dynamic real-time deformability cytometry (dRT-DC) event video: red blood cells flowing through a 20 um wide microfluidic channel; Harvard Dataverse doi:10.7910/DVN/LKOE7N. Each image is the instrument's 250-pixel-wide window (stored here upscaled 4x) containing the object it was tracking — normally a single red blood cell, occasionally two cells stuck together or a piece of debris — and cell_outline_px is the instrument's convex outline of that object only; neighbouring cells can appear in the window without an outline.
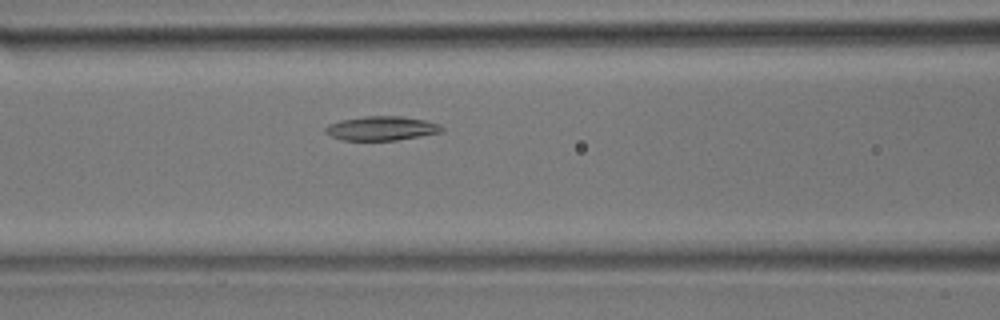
{"species": "common noctule bat (a hibernating species)", "species_latin": "Nyctalus noctula", "temperature_condition": "room temperature", "stored_images_in_passage": 27, "camera_frame_rate_fps": 3000, "um_per_image_px": 0.085, "animal": {"sex": "male", "body_mass_g": 17.9}, "frame": {"image": 1, "passage_image": 5, "time_ms": 1.333, "image_size_px": [1000, 320], "cell_outline_px": [[444, 128], [440, 132], [420, 136], [396, 140], [340, 140], [324, 132], [324, 128], [328, 124], [340, 120], [364, 116], [404, 116], [424, 120], [440, 124]], "centroid_in_image_um": [32.4, 10.9], "position_along_channel_um": 134.2, "area_um2": 16.42}}
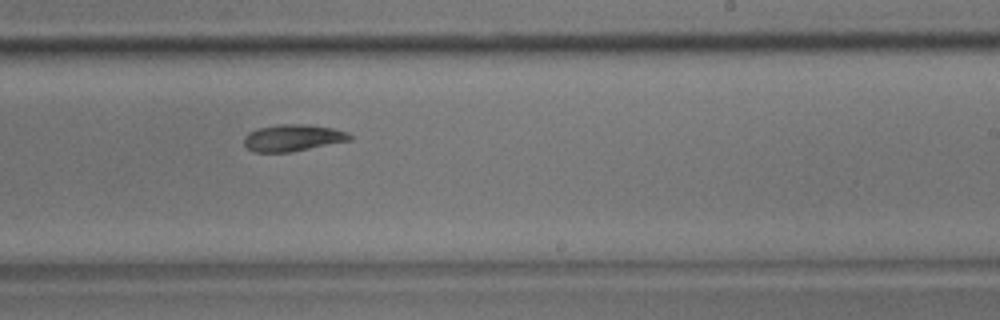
{"frame": {"image": 2, "passage_image": 13, "time_ms": 4.0, "image_size_px": [1000, 320], "cell_outline_px": [[352, 140], [292, 152], [252, 152], [244, 144], [244, 136], [248, 132], [260, 128], [284, 124], [304, 124], [332, 128], [348, 132], [352, 136]], "centroid_in_image_um": [24.9, 11.73], "position_along_channel_um": 264.1, "area_um2": 16.47}}
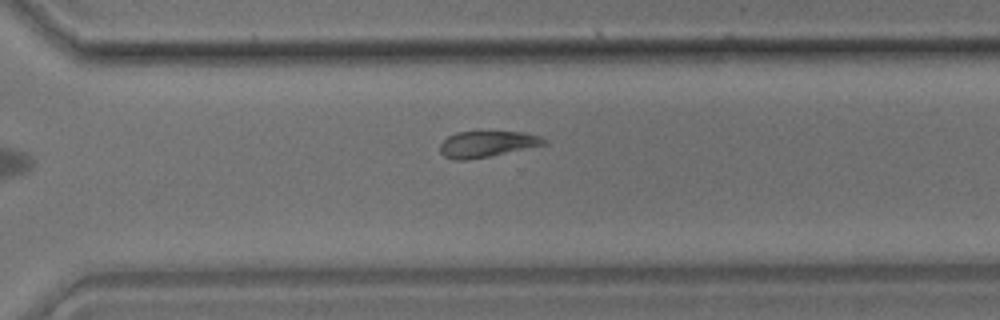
{"frame": {"image": 3, "passage_image": 17, "time_ms": 5.333, "image_size_px": [1000, 320], "cell_outline_px": [[548, 144], [488, 156], [464, 160], [456, 160], [444, 156], [440, 152], [440, 144], [448, 136], [456, 132], [524, 132], [540, 136], [548, 140]], "centroid_in_image_um": [41.41, 12.23], "position_along_channel_um": 329.2, "area_um2": 15.66}}